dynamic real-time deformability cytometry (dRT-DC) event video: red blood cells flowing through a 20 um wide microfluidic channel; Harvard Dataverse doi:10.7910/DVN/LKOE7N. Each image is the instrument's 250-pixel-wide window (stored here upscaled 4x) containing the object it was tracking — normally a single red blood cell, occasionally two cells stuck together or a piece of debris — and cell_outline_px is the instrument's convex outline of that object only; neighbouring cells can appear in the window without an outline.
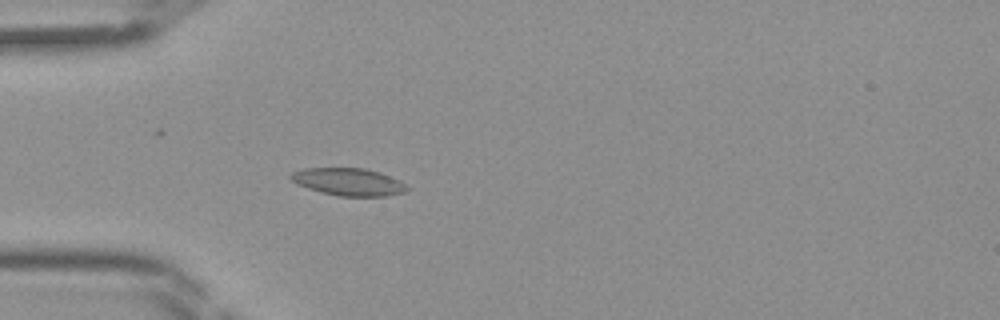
{"species": "Egyptian fruit bat (a non-hibernating species)", "species_latin": "Rousettus aegyptiacus", "temperature_condition": "room temperature", "stored_images_in_passage": 32, "camera_frame_rate_fps": 3000, "um_per_image_px": 0.085, "frame": {"image": 1, "passage_image": 1, "time_ms": 0.0, "image_size_px": [1000, 320], "cell_outline_px": [[412, 188], [404, 192], [388, 196], [340, 196], [320, 192], [296, 184], [288, 176], [292, 172], [304, 168], [364, 168], [380, 172], [400, 180]], "centroid_in_image_um": [29.65, 15.46], "position_along_channel_um": 55.4, "area_um2": 18.79}}
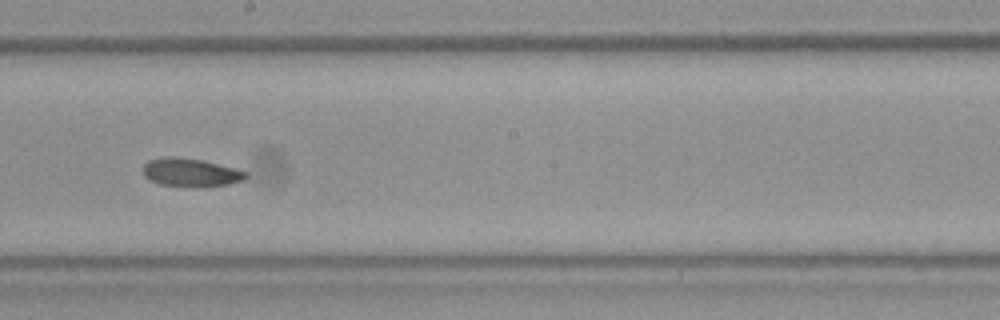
{"frame": {"image": 2, "passage_image": 13, "time_ms": 4.0, "image_size_px": [1000, 320], "cell_outline_px": [[248, 176], [244, 180], [228, 184], [160, 184], [148, 180], [144, 176], [144, 164], [148, 160], [164, 156], [176, 156], [200, 160], [236, 168], [248, 172]], "centroid_in_image_um": [16.19, 14.6], "position_along_channel_um": 232.0, "area_um2": 16.24}}
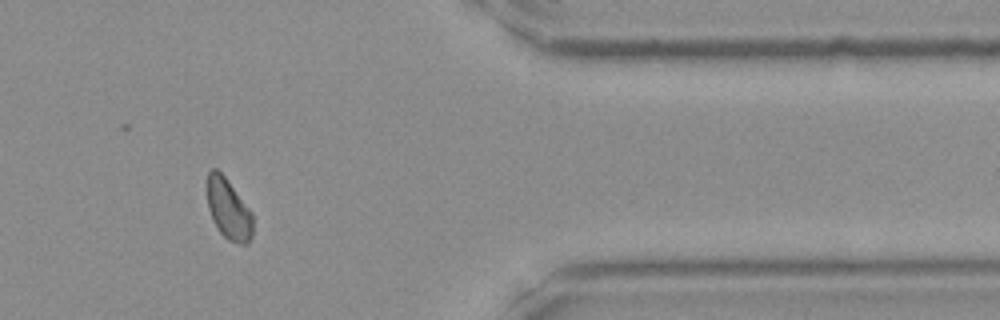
{"frame": {"image": 3, "passage_image": 25, "time_ms": 8.0, "image_size_px": [1000, 320], "cell_outline_px": [[252, 236], [248, 244], [240, 244], [228, 240], [216, 228], [212, 220], [208, 208], [204, 188], [208, 172], [212, 168], [216, 168], [228, 180], [252, 212]], "centroid_in_image_um": [19.37, 17.74], "position_along_channel_um": 392.0, "area_um2": 16.65}}